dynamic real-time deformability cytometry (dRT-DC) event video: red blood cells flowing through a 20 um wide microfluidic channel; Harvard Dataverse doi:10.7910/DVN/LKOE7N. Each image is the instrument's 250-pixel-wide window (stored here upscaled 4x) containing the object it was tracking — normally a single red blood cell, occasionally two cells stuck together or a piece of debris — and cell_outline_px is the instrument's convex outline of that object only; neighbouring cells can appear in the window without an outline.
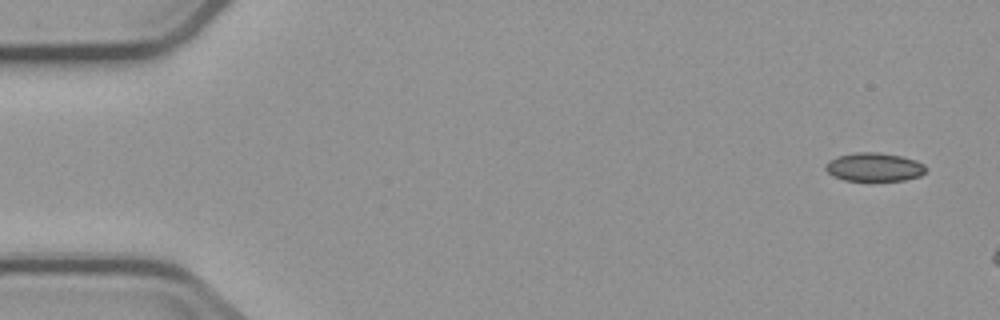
{"species": "common noctule bat (a hibernating species)", "species_latin": "Nyctalus noctula", "temperature_condition": "cold", "stored_images_in_passage": 3, "camera_frame_rate_fps": 3000, "um_per_image_px": 0.085, "animal": {"sex": "male", "body_mass_g": 23.1, "forearm_length_mm": 52.7}, "frame": {"image": 1, "passage_image": 1, "time_ms": 0.0, "image_size_px": [1000, 320], "cell_outline_px": [[924, 172], [920, 176], [904, 180], [844, 180], [832, 176], [824, 168], [824, 164], [828, 160], [840, 156], [856, 152], [880, 152], [900, 156], [916, 160], [924, 164]], "centroid_in_image_um": [74.27, 14.19], "position_along_channel_um": 10.7, "area_um2": 16.59}}